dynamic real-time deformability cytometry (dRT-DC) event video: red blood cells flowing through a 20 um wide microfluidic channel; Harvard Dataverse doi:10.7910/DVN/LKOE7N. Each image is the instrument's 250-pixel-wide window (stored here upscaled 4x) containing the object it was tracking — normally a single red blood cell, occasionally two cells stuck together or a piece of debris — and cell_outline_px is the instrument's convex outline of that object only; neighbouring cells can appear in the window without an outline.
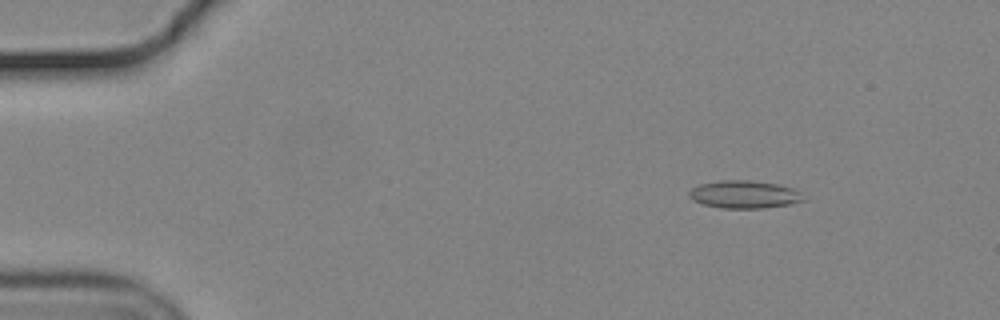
{"species": "common noctule bat (a hibernating species)", "species_latin": "Nyctalus noctula", "temperature_condition": "cold", "stored_images_in_passage": 56, "camera_frame_rate_fps": 3000, "um_per_image_px": 0.085, "animal": {"sex": "male", "body_mass_g": 19.2, "forearm_length_mm": 51.8}, "frame": {"image": 1, "passage_image": 8, "time_ms": 2.333, "image_size_px": [1000, 320], "cell_outline_px": [[804, 200], [788, 204], [764, 208], [720, 208], [704, 204], [692, 200], [688, 196], [688, 192], [692, 188], [700, 184], [720, 180], [748, 180], [776, 184], [792, 188], [800, 192]], "centroid_in_image_um": [63.21, 16.52], "position_along_channel_um": 21.8, "area_um2": 18.32}}
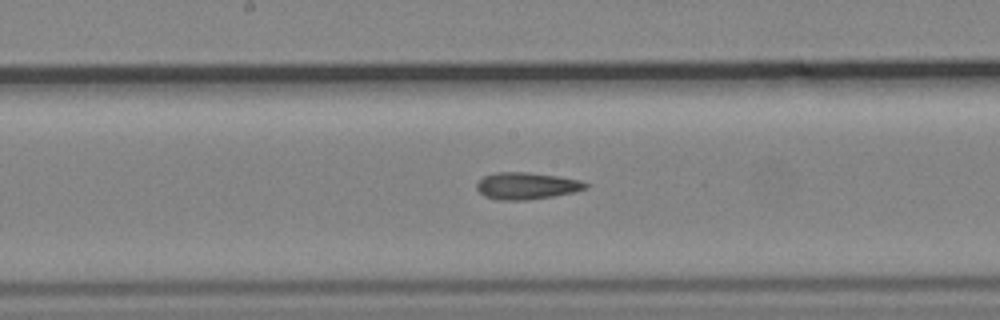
{"frame": {"image": 2, "passage_image": 30, "time_ms": 9.667, "image_size_px": [1000, 320], "cell_outline_px": [[588, 188], [572, 192], [552, 196], [528, 200], [496, 200], [484, 196], [476, 188], [476, 184], [484, 176], [496, 172], [528, 172], [556, 176], [580, 180], [588, 184]], "centroid_in_image_um": [44.73, 15.8], "position_along_channel_um": 203.5, "area_um2": 16.99}}
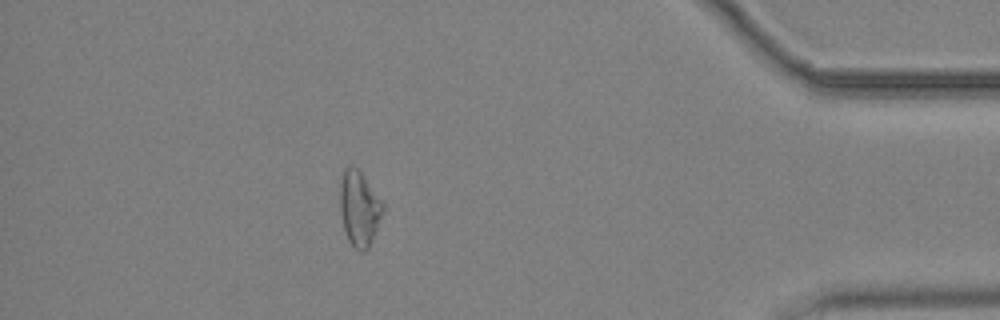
{"frame": {"image": 3, "passage_image": 50, "time_ms": 16.333, "image_size_px": [1000, 320], "cell_outline_px": [[384, 208], [368, 248], [364, 252], [356, 252], [348, 240], [344, 228], [340, 212], [340, 184], [344, 168], [356, 168], [360, 172], [384, 200]], "centroid_in_image_um": [30.54, 17.74], "position_along_channel_um": 404.7, "area_um2": 18.67}, "authors_computed_cell_mechanics": {"area_um2": 17.5423, "velocity_mm_per_s": 3.6964, "shape_relaxation_time_tau1_ms": null, "shape_relaxation_time_tau2_ms": 5.9959, "deformation_change_tau1": null, "deformation_change_tau2": 0.143}}